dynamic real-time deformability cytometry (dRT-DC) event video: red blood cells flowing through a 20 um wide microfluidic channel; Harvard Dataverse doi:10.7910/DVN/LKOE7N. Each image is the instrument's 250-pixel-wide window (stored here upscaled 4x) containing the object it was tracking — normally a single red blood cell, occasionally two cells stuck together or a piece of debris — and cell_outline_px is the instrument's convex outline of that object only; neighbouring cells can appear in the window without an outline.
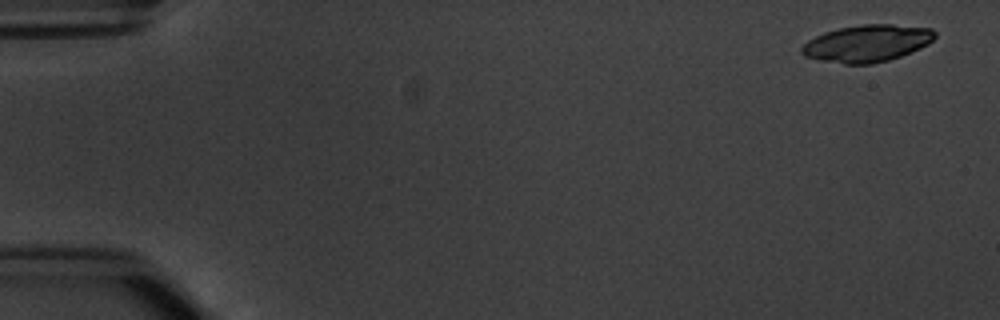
{"species": "common noctule bat (a hibernating species)", "species_latin": "Nyctalus noctula", "temperature_condition": "warm", "stored_images_in_passage": 4, "camera_frame_rate_fps": 3000, "um_per_image_px": 0.085, "animal": {"sex": "male", "body_mass_g": 20.1, "forearm_length_mm": 53.5}, "frame": {"image": 1, "passage_image": 1, "time_ms": 0.0, "image_size_px": [1000, 320], "cell_outline_px": [[936, 36], [928, 44], [920, 48], [900, 56], [888, 60], [872, 64], [844, 64], [820, 60], [804, 56], [800, 52], [800, 48], [808, 40], [824, 32], [840, 28], [864, 24], [892, 24], [932, 28], [936, 32]], "centroid_in_image_um": [73.7, 3.68], "position_along_channel_um": 11.3, "area_um2": 28.73}}